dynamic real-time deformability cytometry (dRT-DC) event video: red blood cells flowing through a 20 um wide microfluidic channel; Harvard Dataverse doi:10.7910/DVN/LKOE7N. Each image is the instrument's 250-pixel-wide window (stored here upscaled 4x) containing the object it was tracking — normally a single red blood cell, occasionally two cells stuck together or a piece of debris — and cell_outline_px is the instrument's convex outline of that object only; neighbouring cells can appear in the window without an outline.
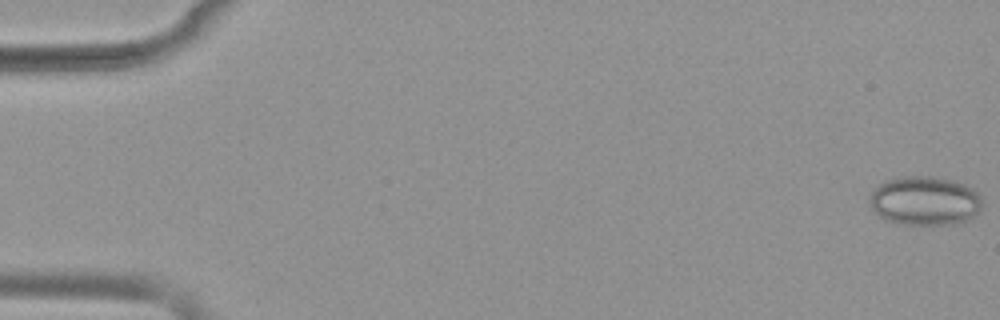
{"species": "common noctule bat (a hibernating species)", "species_latin": "Nyctalus noctula", "temperature_condition": "warm", "stored_images_in_passage": 52, "camera_frame_rate_fps": 3000, "um_per_image_px": 0.085, "animal": {"sex": "female", "body_mass_g": 19.9}, "frame": {"image": 1, "passage_image": 1, "time_ms": 0.0, "image_size_px": [1000, 320], "cell_outline_px": [[980, 208], [972, 216], [964, 220], [952, 224], [904, 224], [888, 220], [880, 216], [872, 208], [872, 192], [884, 180], [900, 176], [932, 176], [952, 180], [964, 184], [972, 188], [980, 196]], "centroid_in_image_um": [78.6, 17.04], "position_along_channel_um": 6.4, "area_um2": 31.56}}
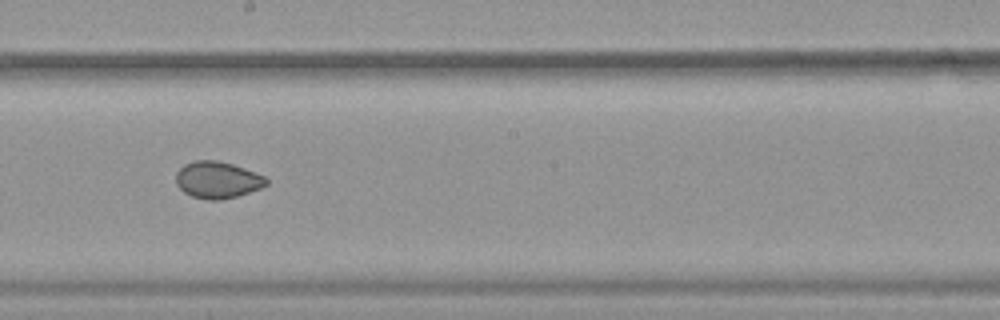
{"frame": {"image": 2, "passage_image": 30, "time_ms": 9.667, "image_size_px": [1000, 320], "cell_outline_px": [[268, 184], [260, 188], [236, 196], [220, 200], [208, 200], [192, 196], [184, 192], [176, 184], [176, 172], [184, 164], [196, 160], [216, 160], [232, 164], [244, 168], [264, 176], [268, 180]], "centroid_in_image_um": [18.46, 15.29], "position_along_channel_um": 229.7, "area_um2": 19.25}}
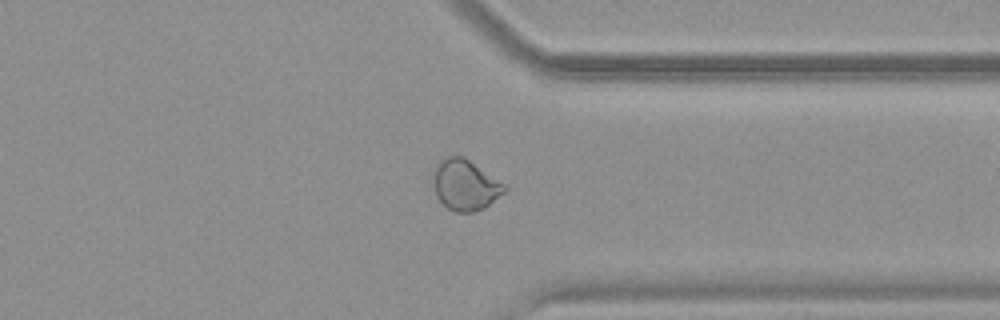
{"frame": {"image": 3, "passage_image": 41, "time_ms": 13.333, "image_size_px": [1000, 320], "cell_outline_px": [[508, 188], [504, 192], [484, 208], [472, 212], [456, 212], [448, 208], [436, 196], [436, 164], [444, 156], [464, 156], [504, 184]], "centroid_in_image_um": [39.57, 15.72], "position_along_channel_um": 371.8, "area_um2": 20.46}, "authors_computed_cell_mechanics": {"area_um2": 23.1489, "velocity_mm_per_s": 3.9035, "shape_relaxation_time_tau1_ms": null, "shape_relaxation_time_tau2_ms": 1.2822, "deformation_change_tau1": null, "deformation_change_tau2": 0.0423}}